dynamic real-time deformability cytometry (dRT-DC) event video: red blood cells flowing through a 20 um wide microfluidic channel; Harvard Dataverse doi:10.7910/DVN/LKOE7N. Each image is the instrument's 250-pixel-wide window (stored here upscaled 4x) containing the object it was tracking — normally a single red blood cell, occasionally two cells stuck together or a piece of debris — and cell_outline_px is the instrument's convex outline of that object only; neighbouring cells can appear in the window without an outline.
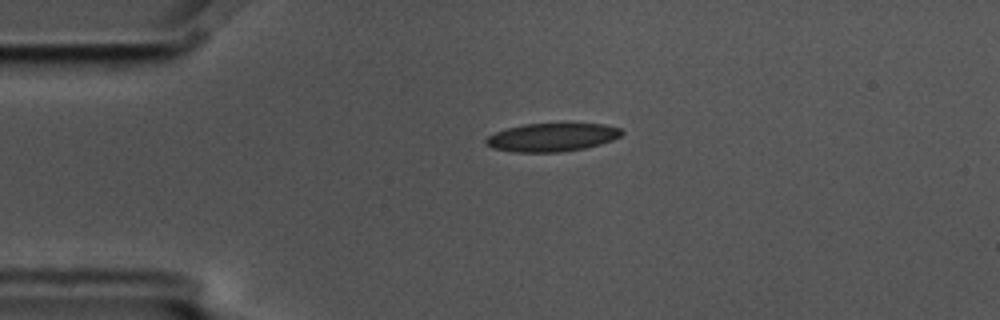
{"species": "common noctule bat (a hibernating species)", "species_latin": "Nyctalus noctula", "temperature_condition": "cold", "stored_images_in_passage": 2, "camera_frame_rate_fps": 3000, "um_per_image_px": 0.085, "animal": {"sex": "male", "body_mass_g": 17.5, "forearm_length_mm": 52.3}, "frame": {"image": 1, "passage_image": 1, "time_ms": 0.0, "image_size_px": [1000, 320], "cell_outline_px": [[624, 132], [620, 136], [612, 140], [600, 144], [584, 148], [560, 152], [516, 152], [492, 148], [484, 140], [488, 136], [496, 132], [508, 128], [524, 124], [604, 124], [620, 128]], "centroid_in_image_um": [46.93, 11.67], "position_along_channel_um": 38.1, "area_um2": 22.14}}